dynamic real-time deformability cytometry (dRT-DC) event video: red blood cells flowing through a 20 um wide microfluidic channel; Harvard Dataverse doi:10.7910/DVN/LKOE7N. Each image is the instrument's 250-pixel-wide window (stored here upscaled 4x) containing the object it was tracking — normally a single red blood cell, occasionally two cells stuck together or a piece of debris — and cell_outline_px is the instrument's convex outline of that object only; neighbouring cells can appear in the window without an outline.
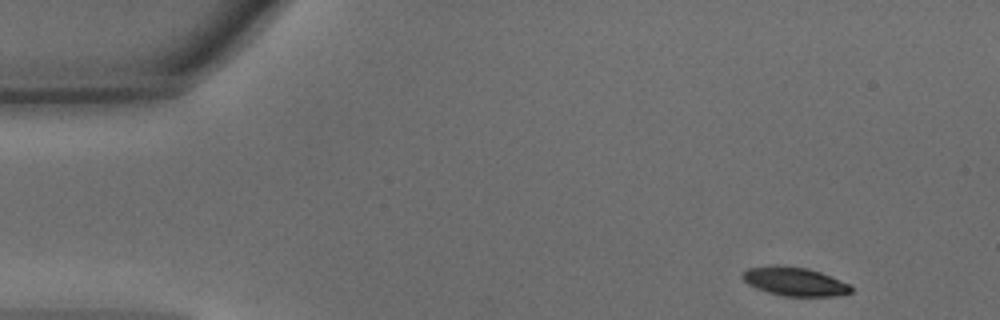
{"species": "common noctule bat (a hibernating species)", "species_latin": "Nyctalus noctula", "temperature_condition": "warm", "stored_images_in_passage": 36, "camera_frame_rate_fps": 3000, "um_per_image_px": 0.085, "animal": {"sex": "male", "body_mass_g": 15.6}, "frame": {"image": 1, "passage_image": 1, "time_ms": 0.0, "image_size_px": [1000, 320], "cell_outline_px": [[852, 292], [840, 296], [784, 296], [768, 292], [756, 288], [748, 284], [740, 276], [748, 268], [776, 264], [808, 268], [820, 272], [840, 280], [848, 284], [852, 288]], "centroid_in_image_um": [67.53, 23.92], "position_along_channel_um": 17.5, "area_um2": 18.21}}
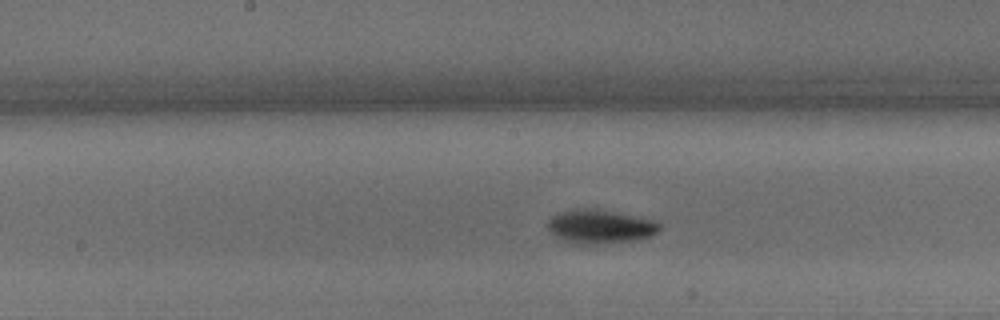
{"frame": {"image": 2, "passage_image": 20, "time_ms": 6.333, "image_size_px": [1000, 320], "cell_outline_px": [[660, 228], [652, 236], [632, 240], [608, 244], [572, 244], [560, 240], [548, 232], [548, 220], [552, 216], [560, 212], [612, 212], [652, 220], [660, 224]], "centroid_in_image_um": [50.98, 19.35], "position_along_channel_um": 197.2, "area_um2": 21.1}}
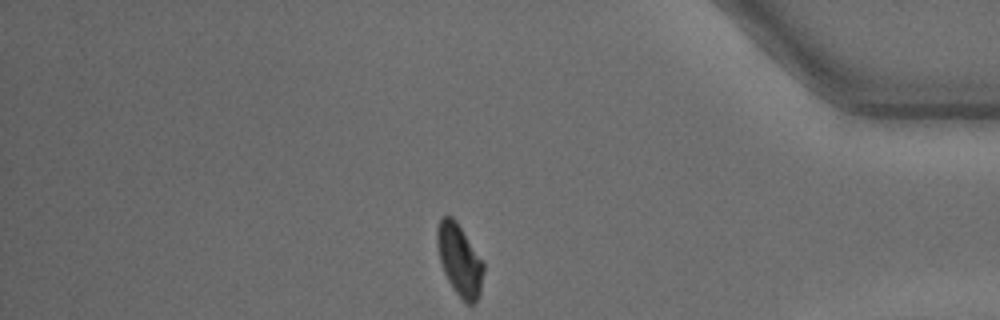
{"frame": {"image": 3, "passage_image": 36, "time_ms": 11.667, "image_size_px": [1000, 320], "cell_outline_px": [[484, 268], [480, 292], [476, 304], [464, 304], [452, 288], [444, 272], [440, 260], [436, 244], [436, 228], [440, 216], [452, 216], [456, 220], [484, 264]], "centroid_in_image_um": [39.04, 22.11], "position_along_channel_um": 396.2, "area_um2": 19.48}, "authors_computed_cell_mechanics": {"area_um2": 20.23, "velocity_mm_per_s": 4.3275, "shape_relaxation_time_tau1_ms": 2.0007, "shape_relaxation_time_tau2_ms": null, "deformation_change_tau1": 0.1056, "deformation_change_tau2": null}}